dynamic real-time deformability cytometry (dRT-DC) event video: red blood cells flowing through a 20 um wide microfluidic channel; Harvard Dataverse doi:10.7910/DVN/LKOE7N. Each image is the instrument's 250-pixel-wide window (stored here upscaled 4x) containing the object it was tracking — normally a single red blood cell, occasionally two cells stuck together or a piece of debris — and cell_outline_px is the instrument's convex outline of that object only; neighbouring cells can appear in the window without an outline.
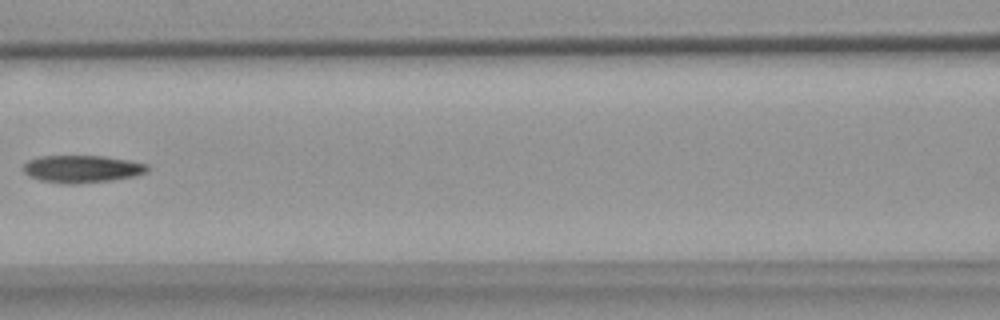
{"species": "common noctule bat (a hibernating species)", "species_latin": "Nyctalus noctula", "temperature_condition": "warm", "stored_images_in_passage": 8, "camera_frame_rate_fps": 3000, "um_per_image_px": 0.085, "animal": {"sex": "female", "body_mass_g": 18.4}, "frame": {"image": 1, "passage_image": 7, "time_ms": 7.333, "image_size_px": [1000, 320], "cell_outline_px": [[148, 172], [136, 176], [112, 180], [76, 184], [64, 184], [40, 180], [28, 176], [24, 172], [24, 164], [28, 160], [40, 156], [104, 156], [128, 160], [148, 164]], "centroid_in_image_um": [6.98, 14.36], "position_along_channel_um": 159.6, "area_um2": 19.94}}
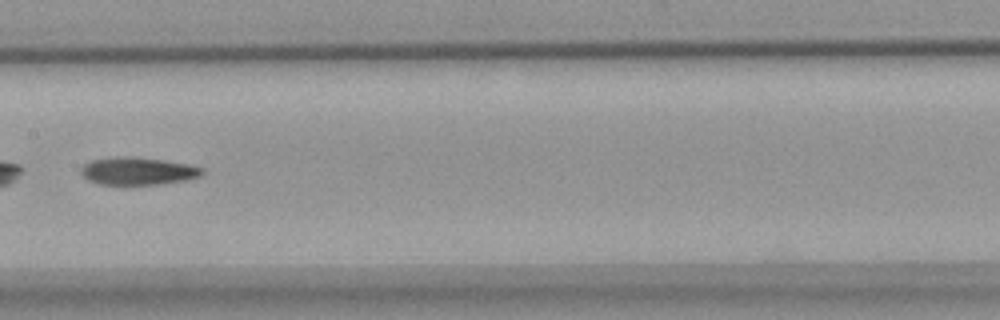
{"frame": {"image": 2, "passage_image": 8, "time_ms": 8.333, "image_size_px": [1000, 320], "cell_outline_px": [[204, 172], [200, 176], [188, 180], [160, 184], [100, 184], [88, 180], [80, 172], [80, 168], [84, 164], [92, 160], [116, 156], [132, 156], [164, 160], [188, 164], [204, 168]], "centroid_in_image_um": [11.73, 14.53], "position_along_channel_um": 195.7, "area_um2": 19.59}}